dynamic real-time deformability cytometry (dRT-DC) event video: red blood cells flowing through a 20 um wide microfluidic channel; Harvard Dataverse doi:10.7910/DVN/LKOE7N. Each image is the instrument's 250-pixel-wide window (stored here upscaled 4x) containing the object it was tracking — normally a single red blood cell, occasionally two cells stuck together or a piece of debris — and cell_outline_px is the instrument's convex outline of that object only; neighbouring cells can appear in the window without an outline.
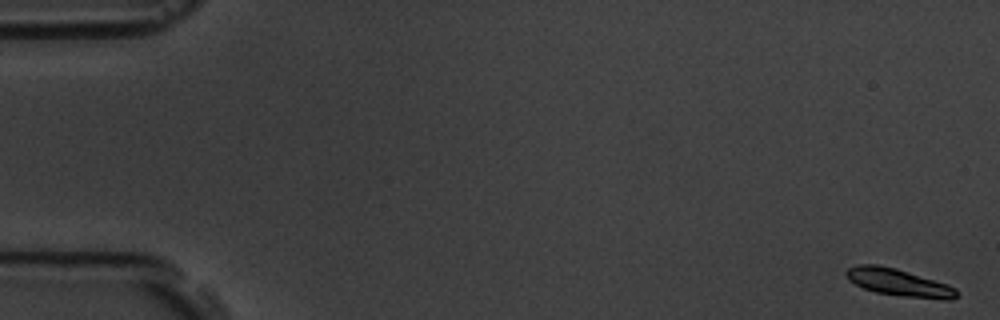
{"species": "common noctule bat (a hibernating species)", "species_latin": "Nyctalus noctula", "temperature_condition": "room temperature", "stored_images_in_passage": 7, "camera_frame_rate_fps": 3000, "um_per_image_px": 0.085, "animal": {"sex": "male", "body_mass_g": 19.5, "forearm_length_mm": 54.6}, "frame": {"image": 1, "passage_image": 1, "time_ms": 0.0, "image_size_px": [1000, 320], "cell_outline_px": [[956, 296], [952, 300], [944, 300], [904, 296], [876, 292], [864, 288], [848, 280], [844, 272], [848, 268], [856, 264], [876, 264], [896, 268], [948, 284], [956, 288]], "centroid_in_image_um": [76.37, 24.0], "position_along_channel_um": 8.6, "area_um2": 17.51}}
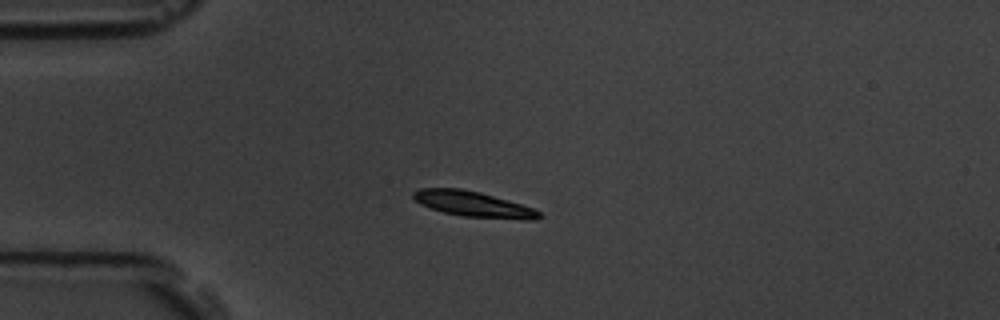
{"frame": {"image": 2, "passage_image": 5, "time_ms": 4.667, "image_size_px": [1000, 320], "cell_outline_px": [[544, 216], [536, 220], [524, 220], [464, 216], [444, 212], [420, 204], [412, 196], [412, 192], [420, 188], [460, 188], [480, 192], [520, 204], [532, 208], [540, 212]], "centroid_in_image_um": [40.24, 17.35], "position_along_channel_um": 44.8, "area_um2": 18.55}}
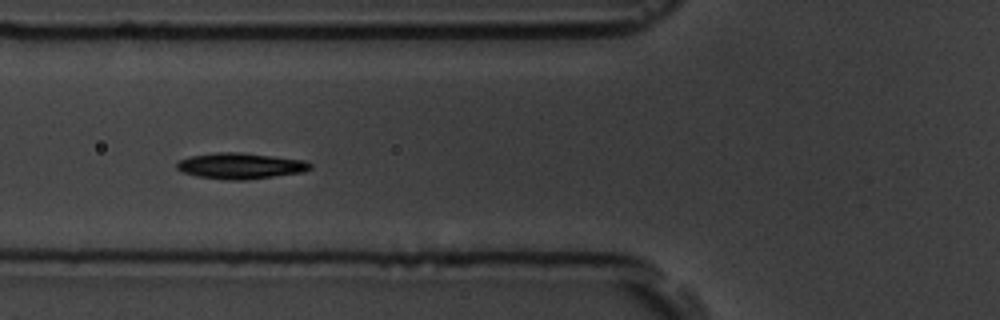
{"frame": {"image": 3, "passage_image": 7, "time_ms": 7.0, "image_size_px": [1000, 320], "cell_outline_px": [[312, 168], [304, 172], [248, 180], [224, 180], [196, 176], [184, 172], [176, 168], [176, 164], [180, 160], [192, 156], [216, 152], [240, 152], [304, 160], [312, 164]], "centroid_in_image_um": [20.46, 14.11], "position_along_channel_um": 105.3, "area_um2": 20.23}}